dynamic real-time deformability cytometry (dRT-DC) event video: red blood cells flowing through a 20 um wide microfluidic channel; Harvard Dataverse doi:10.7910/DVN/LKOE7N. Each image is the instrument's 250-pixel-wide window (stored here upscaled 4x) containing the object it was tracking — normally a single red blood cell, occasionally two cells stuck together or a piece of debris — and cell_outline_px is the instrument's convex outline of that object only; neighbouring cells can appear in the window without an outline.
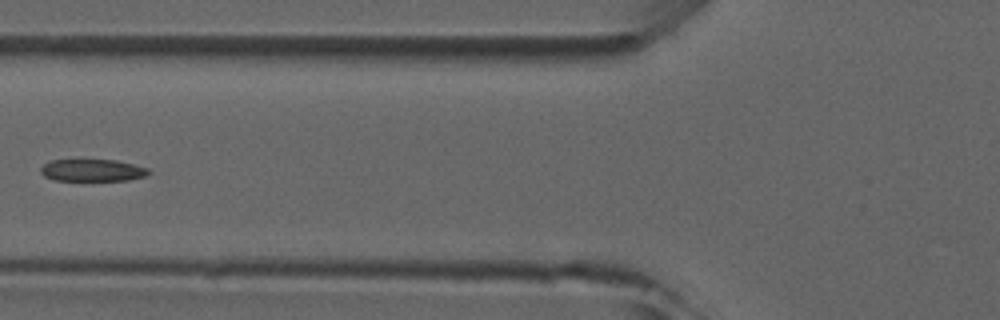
{"species": "common noctule bat (a hibernating species)", "species_latin": "Nyctalus noctula", "temperature_condition": "room temperature", "stored_images_in_passage": 6, "camera_frame_rate_fps": 3000, "um_per_image_px": 0.085, "animal": {"sex": "male", "forearm_length_mm": 52.5}, "frame": {"image": 1, "passage_image": 6, "time_ms": 5.667, "image_size_px": [1000, 320], "cell_outline_px": [[152, 172], [144, 176], [128, 180], [56, 180], [44, 176], [40, 172], [40, 168], [44, 164], [52, 160], [116, 160], [148, 168]], "centroid_in_image_um": [7.86, 14.47], "position_along_channel_um": 117.9, "area_um2": 13.76}}